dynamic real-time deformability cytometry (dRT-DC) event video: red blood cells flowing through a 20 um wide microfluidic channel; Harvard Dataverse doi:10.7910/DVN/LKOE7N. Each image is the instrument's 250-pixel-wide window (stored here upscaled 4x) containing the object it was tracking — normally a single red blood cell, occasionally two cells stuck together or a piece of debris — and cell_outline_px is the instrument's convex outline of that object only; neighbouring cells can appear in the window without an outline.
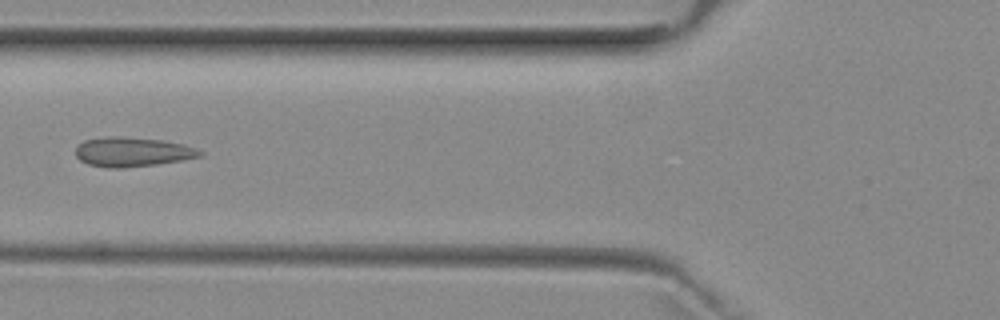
{"species": "common noctule bat (a hibernating species)", "species_latin": "Nyctalus noctula", "temperature_condition": "room temperature", "stored_images_in_passage": 6, "camera_frame_rate_fps": 3000, "um_per_image_px": 0.085, "animal": {"sex": "female", "body_mass_g": 29.2, "forearm_length_mm": 56.3}, "frame": {"image": 1, "passage_image": 5, "time_ms": 5.667, "image_size_px": [1000, 320], "cell_outline_px": [[204, 156], [156, 164], [120, 168], [108, 168], [88, 164], [80, 160], [76, 156], [76, 148], [84, 140], [108, 136], [120, 136], [164, 140], [184, 144], [196, 148], [204, 152]], "centroid_in_image_um": [11.27, 12.9], "position_along_channel_um": 114.5, "area_um2": 21.39}}
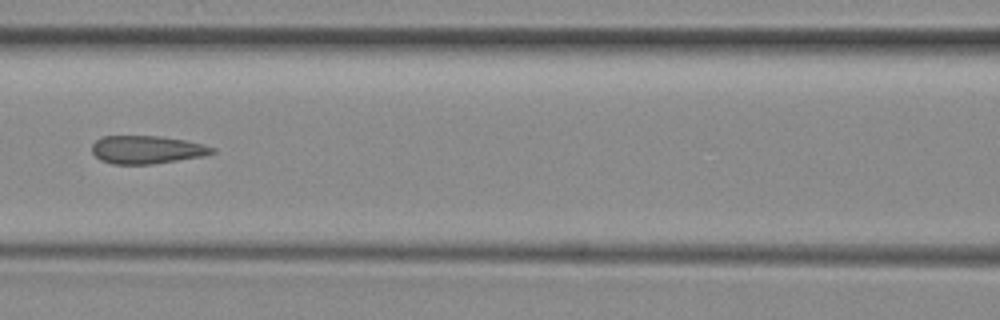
{"frame": {"image": 2, "passage_image": 6, "time_ms": 6.667, "image_size_px": [1000, 320], "cell_outline_px": [[216, 152], [204, 156], [152, 164], [112, 164], [100, 160], [92, 152], [92, 144], [96, 140], [104, 136], [160, 136], [184, 140], [204, 144], [216, 148]], "centroid_in_image_um": [12.5, 12.72], "position_along_channel_um": 154.1, "area_um2": 19.71}}